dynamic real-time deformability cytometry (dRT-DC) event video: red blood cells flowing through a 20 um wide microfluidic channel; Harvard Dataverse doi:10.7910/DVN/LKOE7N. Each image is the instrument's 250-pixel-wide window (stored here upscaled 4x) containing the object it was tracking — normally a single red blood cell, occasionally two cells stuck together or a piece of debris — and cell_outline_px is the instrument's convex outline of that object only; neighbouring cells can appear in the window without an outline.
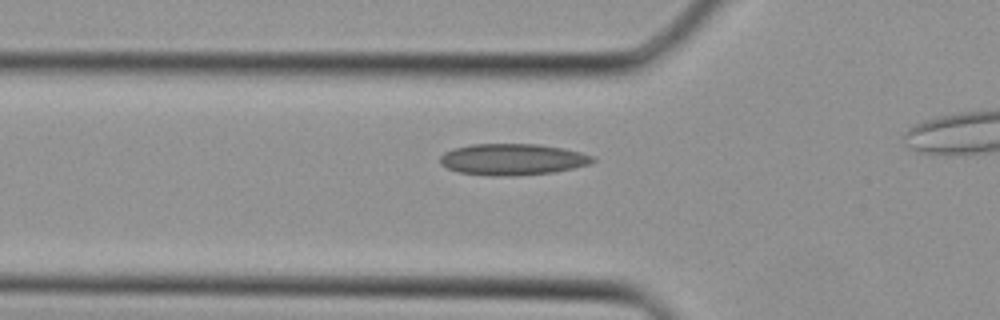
{"species": "Egyptian fruit bat (a non-hibernating species)", "species_latin": "Rousettus aegyptiacus", "temperature_condition": "cold", "stored_images_in_passage": 8, "camera_frame_rate_fps": 3000, "um_per_image_px": 0.085, "animal": {"sex": "female"}, "frame": {"image": 1, "passage_image": 4, "time_ms": 1.0, "image_size_px": [1000, 320], "cell_outline_px": [[596, 160], [592, 164], [556, 172], [516, 176], [488, 176], [460, 172], [448, 168], [440, 164], [440, 156], [444, 152], [452, 148], [472, 144], [540, 144], [564, 148], [596, 156]], "centroid_in_image_um": [43.61, 13.55], "position_along_channel_um": 82.2, "area_um2": 28.38}}
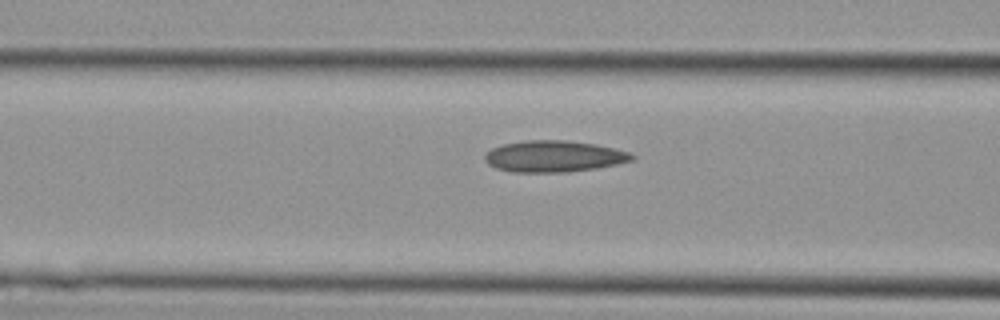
{"frame": {"image": 2, "passage_image": 6, "time_ms": 1.667, "image_size_px": [1000, 320], "cell_outline_px": [[636, 160], [596, 168], [568, 172], [512, 172], [496, 168], [488, 164], [484, 160], [484, 156], [492, 148], [504, 144], [524, 140], [568, 140], [596, 144], [616, 148], [628, 152], [636, 156]], "centroid_in_image_um": [47.11, 13.28], "position_along_channel_um": 119.5, "area_um2": 27.11}}